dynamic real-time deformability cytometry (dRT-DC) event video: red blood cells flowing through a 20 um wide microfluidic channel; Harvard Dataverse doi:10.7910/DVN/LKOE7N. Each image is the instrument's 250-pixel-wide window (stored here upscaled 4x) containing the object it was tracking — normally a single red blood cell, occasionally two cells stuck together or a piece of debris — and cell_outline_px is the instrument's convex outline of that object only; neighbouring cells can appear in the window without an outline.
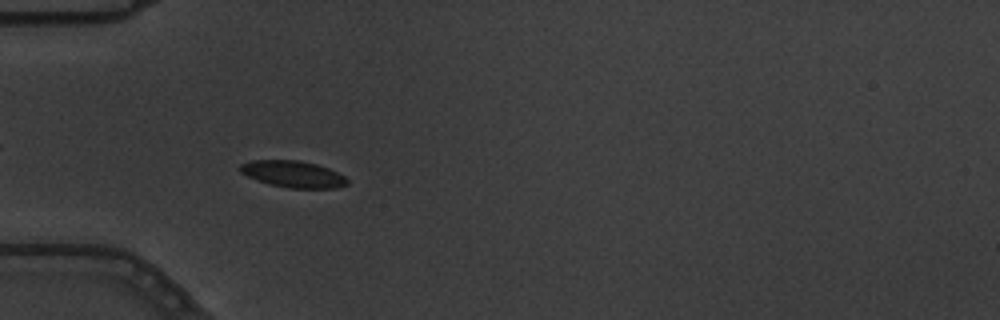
{"species": "common noctule bat (a hibernating species)", "species_latin": "Nyctalus noctula", "temperature_condition": "warm", "stored_images_in_passage": 4, "camera_frame_rate_fps": 3000, "um_per_image_px": 0.085, "animal": {"sex": "male", "body_mass_g": 19.5, "forearm_length_mm": 54.6}, "frame": {"image": 1, "passage_image": 2, "time_ms": 0.333, "image_size_px": [1000, 320], "cell_outline_px": [[348, 184], [336, 188], [288, 188], [268, 184], [248, 176], [240, 172], [236, 168], [240, 164], [252, 160], [300, 160], [316, 164], [328, 168], [344, 176], [348, 180]], "centroid_in_image_um": [24.88, 14.79], "position_along_channel_um": 60.1, "area_um2": 16.7}}